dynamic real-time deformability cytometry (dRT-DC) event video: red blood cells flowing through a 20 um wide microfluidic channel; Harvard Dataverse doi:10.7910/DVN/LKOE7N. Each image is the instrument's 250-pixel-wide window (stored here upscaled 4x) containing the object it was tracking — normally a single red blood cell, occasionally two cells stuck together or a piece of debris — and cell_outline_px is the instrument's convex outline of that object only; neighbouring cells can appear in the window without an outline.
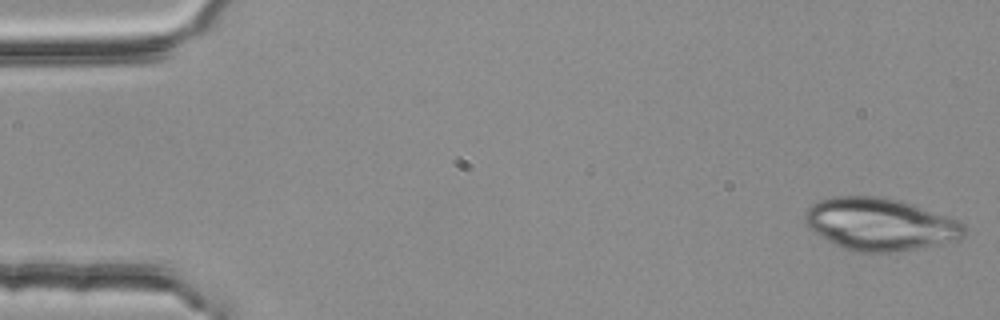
{"species": "common noctule bat (a hibernating species)", "species_latin": "Nyctalus noctula", "temperature_condition": "room temperature", "stored_images_in_passage": 53, "camera_frame_rate_fps": 3000, "um_per_image_px": 0.085, "animal": {"sex": "female", "body_mass_g": 25.1}, "frame": {"image": 1, "passage_image": 1, "time_ms": 0.0, "image_size_px": [1000, 320], "cell_outline_px": [[964, 236], [960, 240], [896, 252], [852, 252], [840, 248], [812, 232], [804, 216], [804, 212], [812, 204], [820, 200], [836, 196], [880, 196], [900, 200], [912, 204], [956, 220], [964, 224]], "centroid_in_image_um": [74.76, 19.07], "position_along_channel_um": 10.2, "area_um2": 48.67}}
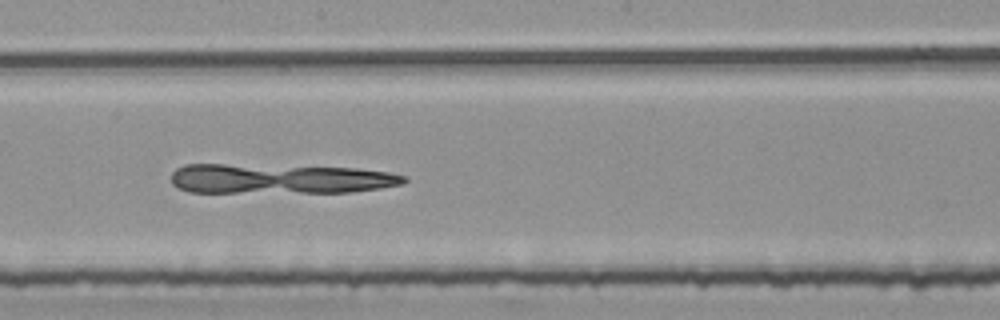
{"frame": {"image": 2, "passage_image": 29, "time_ms": 9.333, "image_size_px": [1000, 320], "cell_outline_px": [[408, 180], [404, 184], [380, 188], [352, 192], [188, 192], [172, 184], [172, 172], [176, 168], [184, 164], [224, 164], [356, 168], [388, 172], [408, 176]], "centroid_in_image_um": [23.8, 15.2], "position_along_channel_um": 224.4, "area_um2": 40.52}}
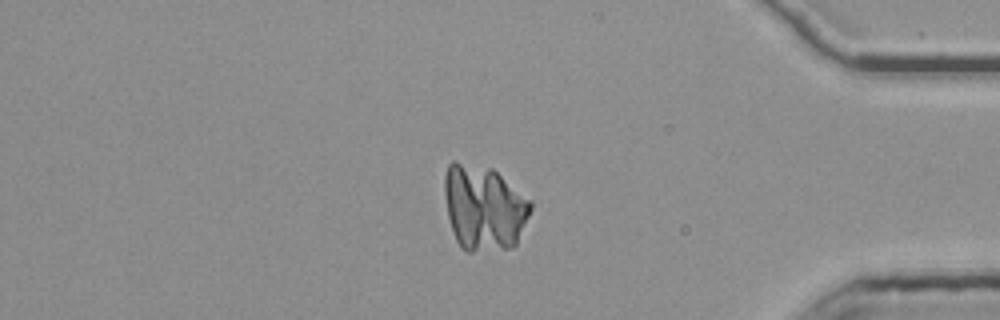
{"frame": {"image": 3, "passage_image": 45, "time_ms": 14.667, "image_size_px": [1000, 320], "cell_outline_px": [[532, 208], [516, 244], [512, 248], [472, 252], [468, 252], [460, 248], [456, 240], [448, 216], [444, 192], [444, 176], [448, 164], [452, 160], [456, 160], [492, 168], [528, 200], [532, 204]], "centroid_in_image_um": [41.09, 17.66], "position_along_channel_um": 394.1, "area_um2": 42.77}}